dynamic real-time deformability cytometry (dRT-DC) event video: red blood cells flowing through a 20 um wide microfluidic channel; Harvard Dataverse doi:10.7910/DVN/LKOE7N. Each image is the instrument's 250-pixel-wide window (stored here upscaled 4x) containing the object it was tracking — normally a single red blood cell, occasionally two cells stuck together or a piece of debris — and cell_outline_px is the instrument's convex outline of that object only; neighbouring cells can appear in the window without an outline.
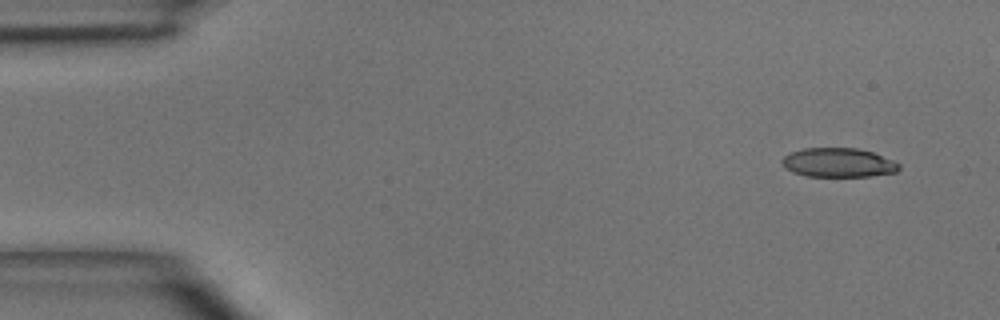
{"species": "common noctule bat (a hibernating species)", "species_latin": "Nyctalus noctula", "temperature_condition": "room temperature", "stored_images_in_passage": 4, "camera_frame_rate_fps": 3000, "um_per_image_px": 0.085, "animal": {"sex": "male", "body_mass_g": 15.6}, "frame": {"image": 1, "passage_image": 1, "time_ms": 0.0, "image_size_px": [1000, 320], "cell_outline_px": [[900, 168], [896, 172], [868, 176], [808, 176], [792, 172], [780, 160], [784, 156], [792, 152], [804, 148], [856, 148], [872, 152], [892, 160], [900, 164]], "centroid_in_image_um": [71.27, 13.82], "position_along_channel_um": 13.7, "area_um2": 19.59}}